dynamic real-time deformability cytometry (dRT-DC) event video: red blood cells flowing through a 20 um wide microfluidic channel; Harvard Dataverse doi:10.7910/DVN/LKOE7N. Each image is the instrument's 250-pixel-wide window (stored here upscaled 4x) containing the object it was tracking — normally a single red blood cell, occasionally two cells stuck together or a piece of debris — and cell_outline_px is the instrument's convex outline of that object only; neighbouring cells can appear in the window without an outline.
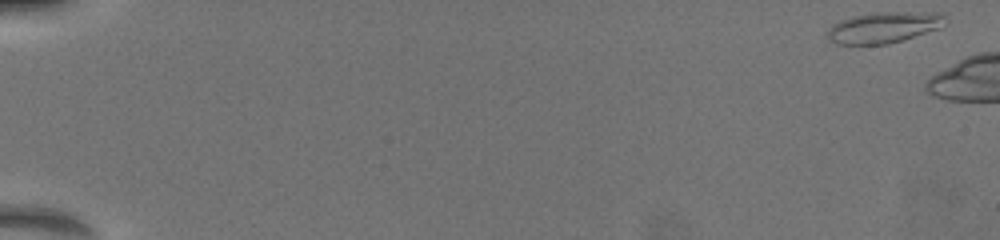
{"species": "common noctule bat (a hibernating species)", "species_latin": "Nyctalus noctula", "temperature_condition": "warm", "stored_images_in_passage": 29, "camera_frame_rate_fps": 3000, "um_per_image_px": 0.085, "animal": {"sex": "female", "body_mass_g": 19.5, "forearm_length_mm": 54.1}, "frame": {"image": 1, "passage_image": 1, "time_ms": 0.0, "image_size_px": [1000, 240], "cell_outline_px": [[944, 16], [940, 28], [888, 44], [836, 44], [824, 32], [832, 24], [840, 20], [852, 16], [880, 12], [944, 12]], "centroid_in_image_um": [75.08, 2.32], "position_along_channel_um": 9.9, "area_um2": 21.15}}
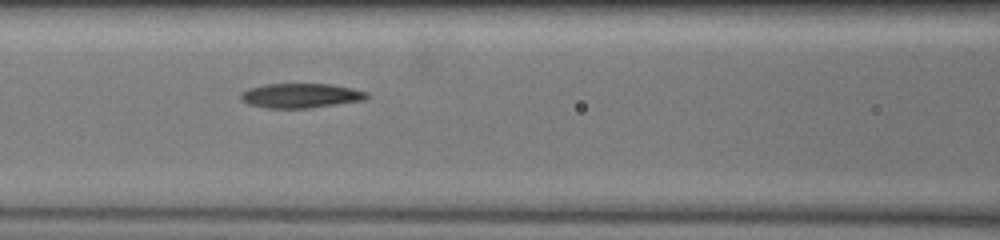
{"frame": {"image": 2, "passage_image": 23, "time_ms": 8.333, "image_size_px": [1000, 240], "cell_outline_px": [[368, 96], [364, 100], [308, 108], [268, 108], [248, 104], [240, 100], [240, 92], [248, 88], [264, 84], [332, 84], [352, 88], [368, 92]], "centroid_in_image_um": [25.52, 8.12], "position_along_channel_um": 141.1, "area_um2": 18.09}}
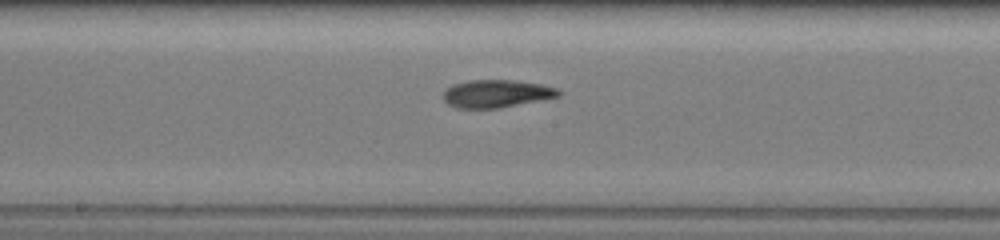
{"frame": {"image": 3, "passage_image": 28, "time_ms": 10.0, "image_size_px": [1000, 240], "cell_outline_px": [[564, 92], [560, 96], [496, 108], [456, 108], [448, 104], [440, 96], [452, 84], [468, 80], [512, 80], [540, 84], [556, 88]], "centroid_in_image_um": [42.16, 7.95], "position_along_channel_um": 206.0, "area_um2": 18.55}}